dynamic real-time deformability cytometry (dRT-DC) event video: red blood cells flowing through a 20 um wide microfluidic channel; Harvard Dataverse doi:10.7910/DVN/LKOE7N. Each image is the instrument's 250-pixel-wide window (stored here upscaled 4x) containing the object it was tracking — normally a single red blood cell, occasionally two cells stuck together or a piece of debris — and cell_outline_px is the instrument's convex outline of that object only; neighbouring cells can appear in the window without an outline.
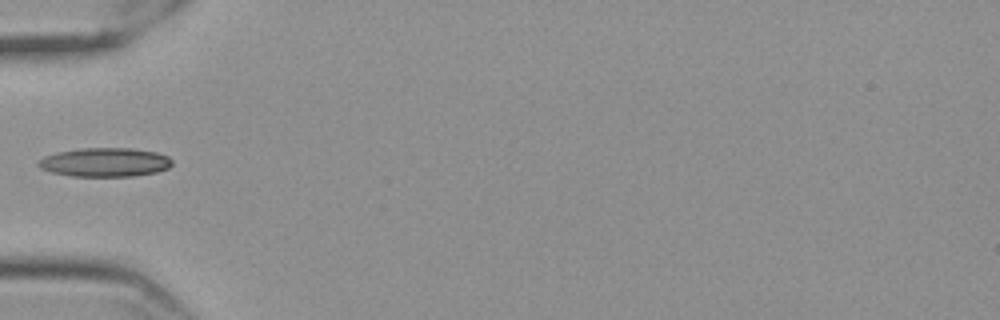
{"species": "Egyptian fruit bat (a non-hibernating species)", "species_latin": "Rousettus aegyptiacus", "temperature_condition": "cold", "stored_images_in_passage": 39, "camera_frame_rate_fps": 3000, "um_per_image_px": 0.085, "frame": {"image": 1, "passage_image": 1, "time_ms": 0.0, "image_size_px": [1000, 320], "cell_outline_px": [[172, 164], [168, 168], [156, 172], [132, 176], [72, 176], [52, 172], [40, 168], [36, 164], [44, 156], [56, 152], [80, 148], [132, 148], [156, 152], [168, 156], [172, 160]], "centroid_in_image_um": [8.92, 13.78], "position_along_channel_um": 76.1, "area_um2": 22.54}}
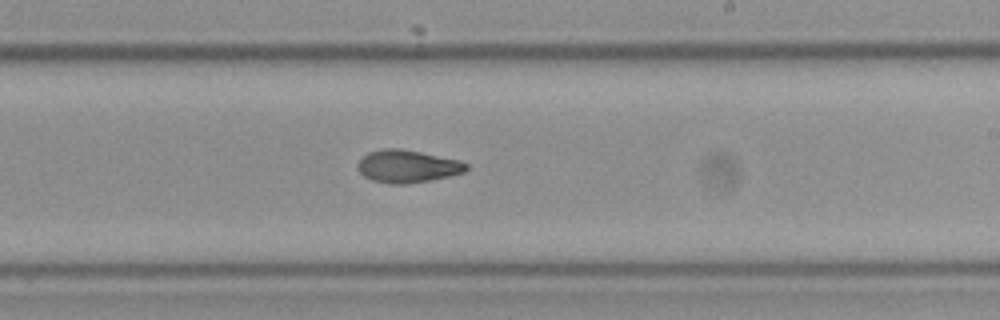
{"frame": {"image": 2, "passage_image": 16, "time_ms": 5.0, "image_size_px": [1000, 320], "cell_outline_px": [[468, 168], [464, 172], [448, 176], [428, 180], [404, 184], [392, 184], [372, 180], [364, 176], [360, 172], [360, 160], [368, 152], [384, 148], [400, 148], [460, 160], [468, 164]], "centroid_in_image_um": [34.65, 14.13], "position_along_channel_um": 254.3, "area_um2": 20.29}}
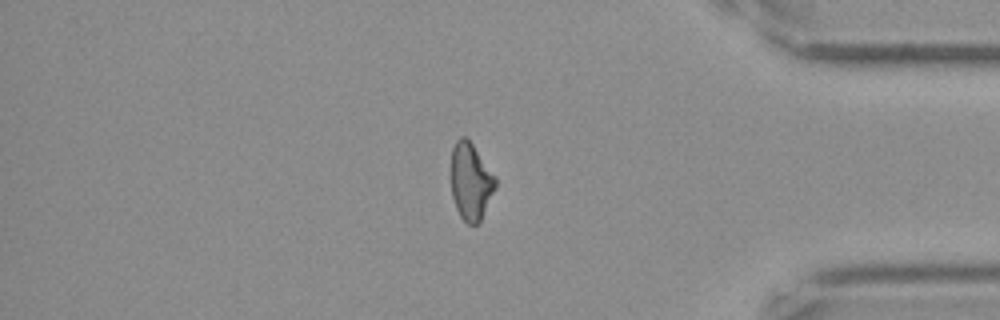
{"frame": {"image": 3, "passage_image": 30, "time_ms": 9.667, "image_size_px": [1000, 320], "cell_outline_px": [[496, 188], [480, 220], [476, 224], [468, 224], [460, 216], [456, 208], [452, 196], [452, 148], [456, 140], [460, 136], [464, 136], [472, 144], [496, 176]], "centroid_in_image_um": [40.02, 15.42], "position_along_channel_um": 395.2, "area_um2": 19.71}}